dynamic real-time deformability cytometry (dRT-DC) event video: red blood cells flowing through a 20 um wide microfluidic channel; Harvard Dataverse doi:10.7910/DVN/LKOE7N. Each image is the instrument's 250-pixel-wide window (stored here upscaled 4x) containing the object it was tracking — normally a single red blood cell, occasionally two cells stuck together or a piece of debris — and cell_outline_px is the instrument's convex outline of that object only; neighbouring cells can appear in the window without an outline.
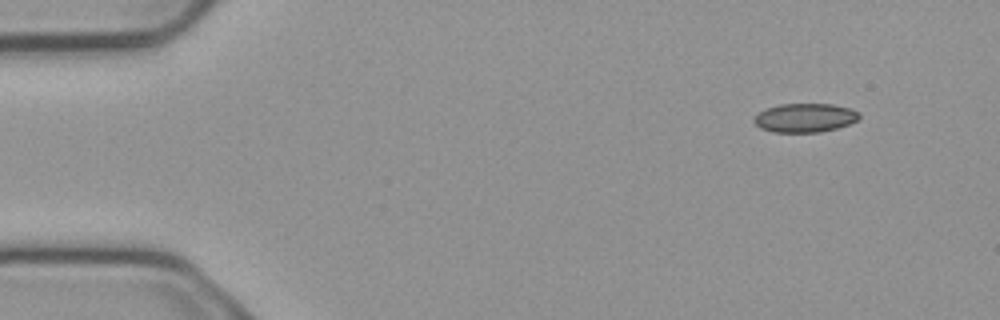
{"species": "common noctule bat (a hibernating species)", "species_latin": "Nyctalus noctula", "temperature_condition": "cold", "stored_images_in_passage": 3, "camera_frame_rate_fps": 3000, "um_per_image_px": 0.085, "animal": {"sex": "male", "body_mass_g": 23.1, "forearm_length_mm": 52.7}, "frame": {"image": 1, "passage_image": 1, "time_ms": 0.0, "image_size_px": [1000, 320], "cell_outline_px": [[860, 116], [856, 120], [848, 124], [836, 128], [820, 132], [772, 132], [760, 128], [752, 120], [764, 108], [780, 104], [832, 104], [852, 108], [860, 112]], "centroid_in_image_um": [68.42, 10.0], "position_along_channel_um": 16.6, "area_um2": 17.74}}